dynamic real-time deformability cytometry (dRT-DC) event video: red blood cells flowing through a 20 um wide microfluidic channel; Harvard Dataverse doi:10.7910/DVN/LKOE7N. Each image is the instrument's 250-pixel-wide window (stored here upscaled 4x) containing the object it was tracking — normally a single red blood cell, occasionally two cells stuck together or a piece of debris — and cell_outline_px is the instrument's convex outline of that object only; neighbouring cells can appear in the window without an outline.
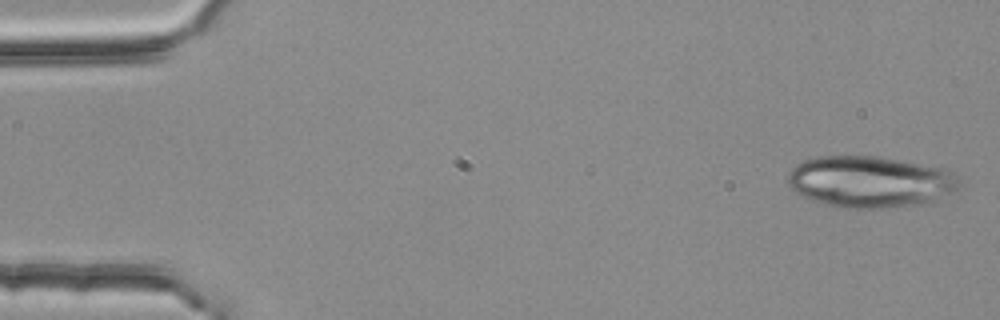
{"species": "common noctule bat (a hibernating species)", "species_latin": "Nyctalus noctula", "temperature_condition": "room temperature", "stored_images_in_passage": 4, "camera_frame_rate_fps": 3000, "um_per_image_px": 0.085, "animal": {"sex": "female", "body_mass_g": 25.1}, "frame": {"image": 1, "passage_image": 1, "time_ms": 0.0, "image_size_px": [1000, 320], "cell_outline_px": [[960, 188], [956, 192], [932, 204], [880, 208], [848, 208], [824, 204], [800, 196], [788, 184], [788, 172], [796, 164], [804, 160], [816, 156], [876, 156], [948, 168], [960, 180]], "centroid_in_image_um": [74.03, 15.46], "position_along_channel_um": 11.0, "area_um2": 52.42}}